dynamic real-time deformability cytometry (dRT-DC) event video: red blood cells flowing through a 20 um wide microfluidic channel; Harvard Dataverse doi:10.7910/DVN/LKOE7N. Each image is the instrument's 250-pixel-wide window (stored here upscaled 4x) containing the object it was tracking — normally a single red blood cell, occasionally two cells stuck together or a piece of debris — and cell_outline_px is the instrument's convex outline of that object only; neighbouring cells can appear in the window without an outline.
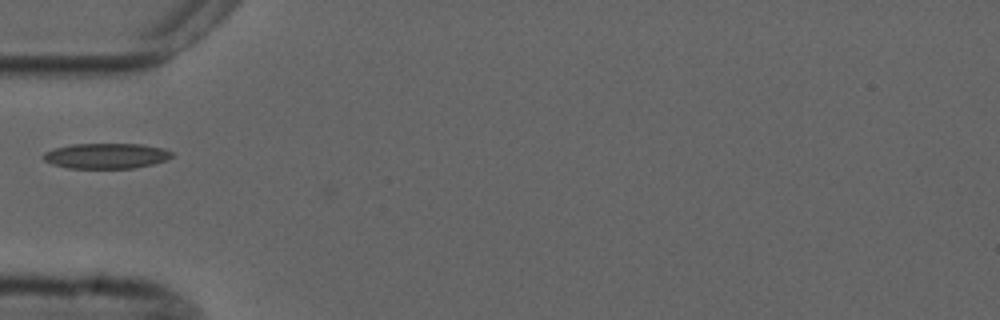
{"species": "common noctule bat (a hibernating species)", "species_latin": "Nyctalus noctula", "temperature_condition": "cold", "stored_images_in_passage": 2, "camera_frame_rate_fps": 3000, "um_per_image_px": 0.085, "animal": {"sex": "male", "forearm_length_mm": 52.5}, "frame": {"image": 1, "passage_image": 1, "time_ms": 0.0, "image_size_px": [1000, 320], "cell_outline_px": [[172, 156], [164, 160], [152, 164], [132, 168], [68, 168], [52, 164], [44, 160], [40, 156], [44, 152], [52, 148], [72, 144], [140, 144], [164, 148], [172, 152]], "centroid_in_image_um": [8.96, 13.24], "position_along_channel_um": 76.0, "area_um2": 19.02}}
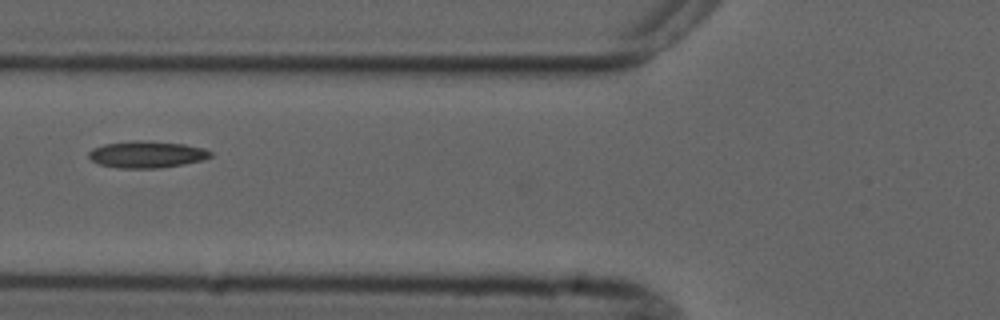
{"frame": {"image": 2, "passage_image": 2, "time_ms": 1.0, "image_size_px": [1000, 320], "cell_outline_px": [[212, 156], [200, 160], [184, 164], [160, 168], [120, 168], [100, 164], [92, 160], [88, 156], [88, 152], [92, 148], [104, 144], [140, 140], [184, 144], [204, 148], [212, 152]], "centroid_in_image_um": [12.47, 13.13], "position_along_channel_um": 113.3, "area_um2": 18.84}}